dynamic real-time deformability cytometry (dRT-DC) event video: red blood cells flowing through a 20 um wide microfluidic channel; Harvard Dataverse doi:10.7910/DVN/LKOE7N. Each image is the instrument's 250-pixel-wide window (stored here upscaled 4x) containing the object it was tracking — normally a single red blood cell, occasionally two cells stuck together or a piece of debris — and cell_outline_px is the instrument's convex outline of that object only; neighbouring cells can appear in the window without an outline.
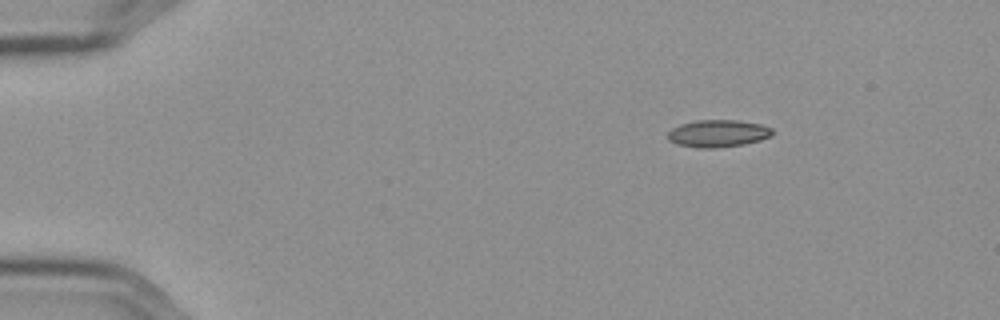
{"species": "Egyptian fruit bat (a non-hibernating species)", "species_latin": "Rousettus aegyptiacus", "temperature_condition": "cold", "stored_images_in_passage": 49, "camera_frame_rate_fps": 3000, "um_per_image_px": 0.085, "frame": {"image": 1, "passage_image": 1, "time_ms": 0.0, "image_size_px": [1000, 320], "cell_outline_px": [[772, 136], [760, 140], [744, 144], [712, 148], [700, 148], [676, 144], [668, 140], [668, 132], [672, 128], [680, 124], [696, 120], [740, 120], [760, 124], [772, 128]], "centroid_in_image_um": [61.02, 11.34], "position_along_channel_um": 24.0, "area_um2": 16.65}}
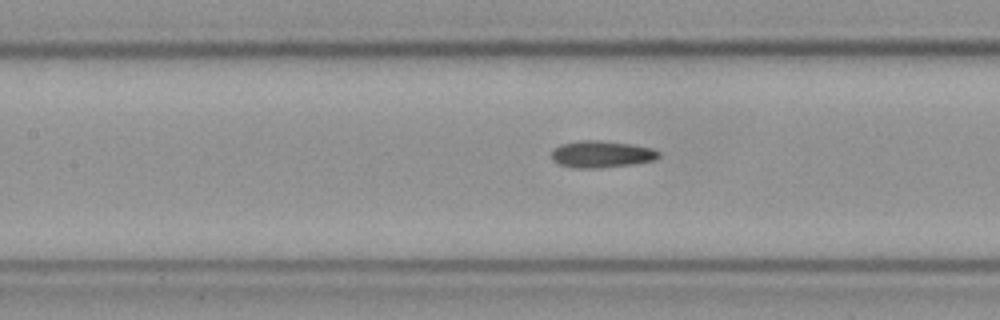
{"frame": {"image": 2, "passage_image": 19, "time_ms": 6.0, "image_size_px": [1000, 320], "cell_outline_px": [[660, 156], [652, 160], [632, 164], [600, 168], [576, 168], [560, 164], [552, 160], [552, 152], [560, 144], [580, 140], [600, 140], [632, 144], [652, 148], [660, 152]], "centroid_in_image_um": [51.13, 13.1], "position_along_channel_um": 156.3, "area_um2": 16.7}}
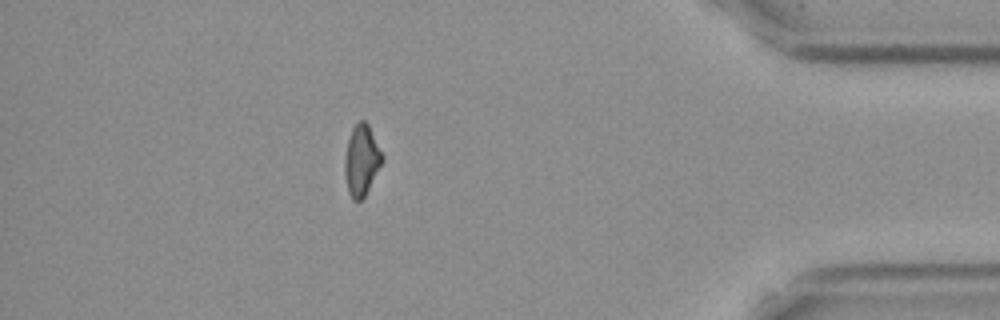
{"frame": {"image": 3, "passage_image": 43, "time_ms": 14.0, "image_size_px": [1000, 320], "cell_outline_px": [[384, 160], [364, 196], [360, 200], [352, 200], [348, 192], [344, 172], [344, 160], [348, 140], [352, 128], [360, 120], [364, 120], [368, 124], [384, 156]], "centroid_in_image_um": [30.73, 13.62], "position_along_channel_um": 404.5, "area_um2": 15.37}, "authors_computed_cell_mechanics": {"area_um2": 16.1262, "velocity_mm_per_s": 3.596, "shape_relaxation_time_tau1_ms": null, "shape_relaxation_time_tau2_ms": 4.9712, "deformation_change_tau1": null, "deformation_change_tau2": 0.1099}}